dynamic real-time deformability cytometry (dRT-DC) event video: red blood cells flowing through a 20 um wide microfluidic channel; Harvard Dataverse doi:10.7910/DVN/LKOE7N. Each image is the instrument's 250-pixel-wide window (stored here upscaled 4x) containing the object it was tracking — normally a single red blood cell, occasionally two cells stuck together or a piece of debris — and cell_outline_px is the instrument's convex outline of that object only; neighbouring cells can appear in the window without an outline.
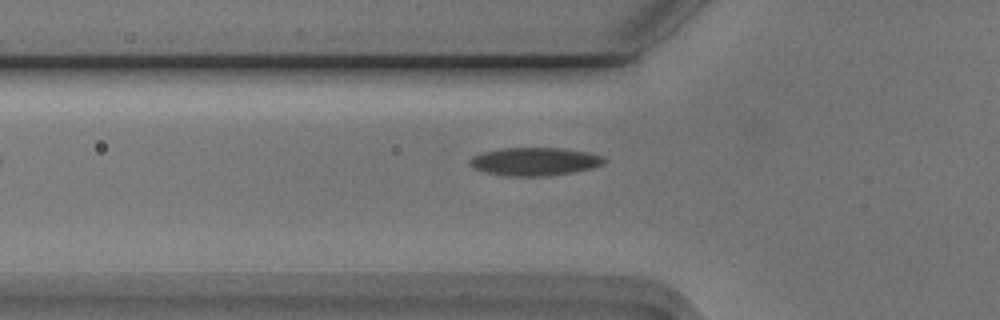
{"species": "Egyptian fruit bat (a non-hibernating species)", "species_latin": "Rousettus aegyptiacus", "temperature_condition": "cold", "stored_images_in_passage": 33, "camera_frame_rate_fps": 3000, "um_per_image_px": 0.085, "animal": {"sex": "male"}, "frame": {"image": 1, "passage_image": 4, "time_ms": 1.0, "image_size_px": [1000, 320], "cell_outline_px": [[608, 160], [604, 164], [592, 168], [572, 172], [548, 176], [508, 176], [488, 172], [476, 168], [468, 164], [468, 160], [472, 156], [484, 152], [500, 148], [560, 148], [588, 152], [604, 156]], "centroid_in_image_um": [45.49, 13.72], "position_along_channel_um": 80.3, "area_um2": 22.02}}
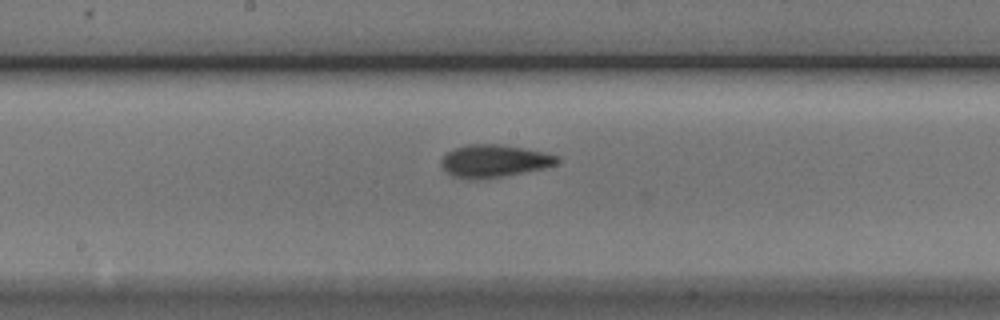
{"frame": {"image": 2, "passage_image": 14, "time_ms": 4.333, "image_size_px": [1000, 320], "cell_outline_px": [[560, 160], [556, 164], [540, 168], [504, 176], [452, 176], [440, 164], [440, 160], [452, 148], [468, 144], [500, 144], [524, 148], [544, 152], [560, 156]], "centroid_in_image_um": [42.02, 13.62], "position_along_channel_um": 206.2, "area_um2": 21.15}}
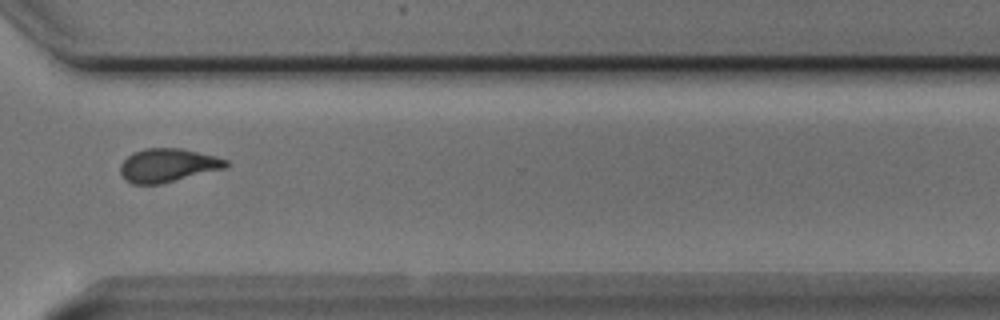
{"frame": {"image": 3, "passage_image": 26, "time_ms": 8.333, "image_size_px": [1000, 320], "cell_outline_px": [[228, 168], [160, 184], [132, 184], [124, 180], [120, 172], [120, 164], [132, 152], [144, 148], [180, 148], [228, 160]], "centroid_in_image_um": [14.23, 14.06], "position_along_channel_um": 356.4, "area_um2": 20.69}, "authors_computed_cell_mechanics": {"area_um2": 20.808, "velocity_mm_per_s": 3.7591, "shape_relaxation_time_tau1_ms": 3.6272, "shape_relaxation_time_tau2_ms": 2.353, "deformation_change_tau1": 0.1288, "deformation_change_tau2": 0.0943}}